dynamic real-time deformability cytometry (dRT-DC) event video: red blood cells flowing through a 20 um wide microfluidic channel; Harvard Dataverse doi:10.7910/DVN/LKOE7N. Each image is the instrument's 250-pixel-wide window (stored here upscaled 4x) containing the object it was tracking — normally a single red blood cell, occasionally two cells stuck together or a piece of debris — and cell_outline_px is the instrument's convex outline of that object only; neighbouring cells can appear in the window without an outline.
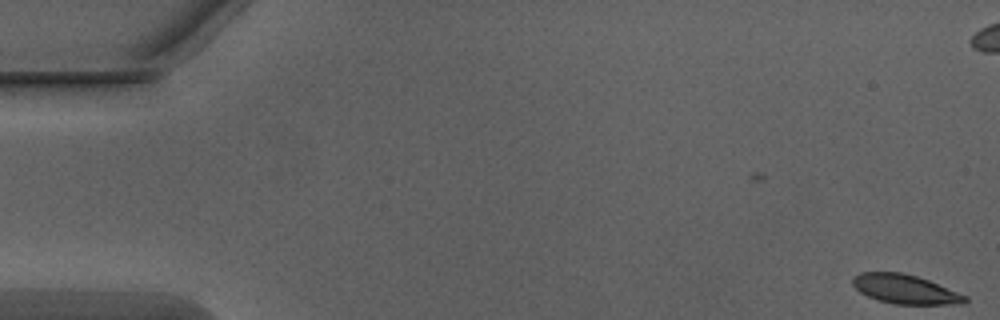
{"species": "Egyptian fruit bat (a non-hibernating species)", "species_latin": "Rousettus aegyptiacus", "temperature_condition": "warm", "stored_images_in_passage": 11, "camera_frame_rate_fps": 3000, "um_per_image_px": 0.085, "animal": {"sex": "male"}, "frame": {"image": 1, "passage_image": 1, "time_ms": 0.0, "image_size_px": [1000, 320], "cell_outline_px": [[968, 300], [964, 304], [892, 304], [876, 300], [860, 292], [852, 284], [852, 276], [860, 272], [900, 272], [916, 276], [928, 280], [968, 296]], "centroid_in_image_um": [76.92, 24.58], "position_along_channel_um": 8.1, "area_um2": 19.19}}